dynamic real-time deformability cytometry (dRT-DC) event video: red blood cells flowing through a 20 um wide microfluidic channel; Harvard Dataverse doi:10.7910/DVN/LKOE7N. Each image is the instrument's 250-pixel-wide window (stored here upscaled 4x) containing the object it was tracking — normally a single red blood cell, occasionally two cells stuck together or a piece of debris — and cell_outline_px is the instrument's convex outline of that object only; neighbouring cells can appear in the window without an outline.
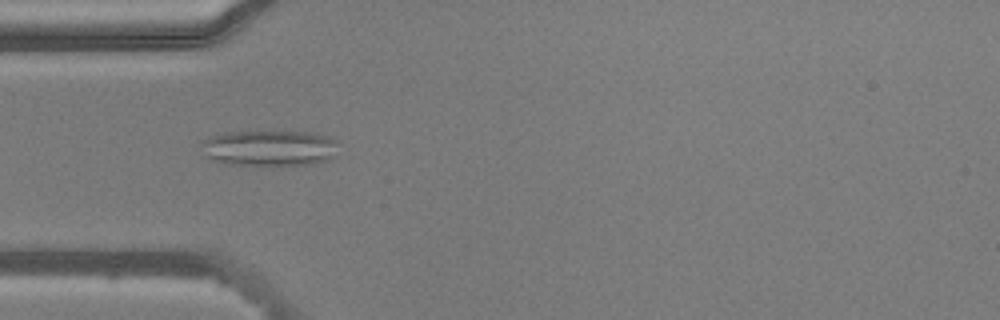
{"species": "common noctule bat (a hibernating species)", "species_latin": "Nyctalus noctula", "temperature_condition": "warm", "stored_images_in_passage": 52, "segment_of_instrument_passage": [1, 2], "camera_frame_rate_fps": 3000, "um_per_image_px": 0.085, "animal": {"sex": "male", "body_mass_g": 20.5, "forearm_length_mm": 52.5}, "frame": {"image": 1, "passage_image": 15, "time_ms": 4.667, "image_size_px": [1000, 320], "cell_outline_px": [[340, 140], [336, 156], [328, 160], [308, 164], [260, 168], [228, 164], [204, 156], [204, 140], [212, 136], [228, 132], [256, 128], [316, 132], [332, 136]], "centroid_in_image_um": [23.01, 12.56], "position_along_channel_um": 62.0, "area_um2": 30.92}}